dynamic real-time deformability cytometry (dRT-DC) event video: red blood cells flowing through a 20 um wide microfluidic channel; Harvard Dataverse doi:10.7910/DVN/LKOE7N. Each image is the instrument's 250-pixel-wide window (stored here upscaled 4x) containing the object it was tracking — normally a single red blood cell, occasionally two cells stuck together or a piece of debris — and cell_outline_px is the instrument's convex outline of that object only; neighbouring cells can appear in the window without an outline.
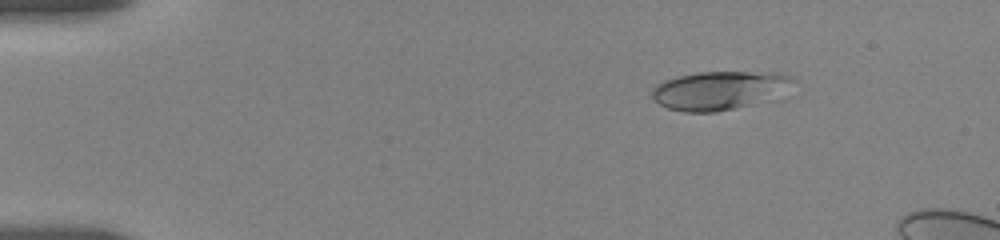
{"species": "human", "species_latin": "Homo sapiens", "temperature_condition": "room temperature", "stored_images_in_passage": 44, "camera_frame_rate_fps": 3000, "um_per_image_px": 0.085, "donor": {"sex": "female"}, "frame": {"image": 1, "passage_image": 21, "time_ms": 2.333, "image_size_px": [1000, 240], "cell_outline_px": [[796, 80], [784, 100], [716, 112], [684, 112], [668, 108], [660, 104], [652, 96], [652, 88], [664, 80], [696, 72], [772, 72], [796, 76]], "centroid_in_image_um": [61.37, 7.7], "position_along_channel_um": 23.6, "area_um2": 33.18}}